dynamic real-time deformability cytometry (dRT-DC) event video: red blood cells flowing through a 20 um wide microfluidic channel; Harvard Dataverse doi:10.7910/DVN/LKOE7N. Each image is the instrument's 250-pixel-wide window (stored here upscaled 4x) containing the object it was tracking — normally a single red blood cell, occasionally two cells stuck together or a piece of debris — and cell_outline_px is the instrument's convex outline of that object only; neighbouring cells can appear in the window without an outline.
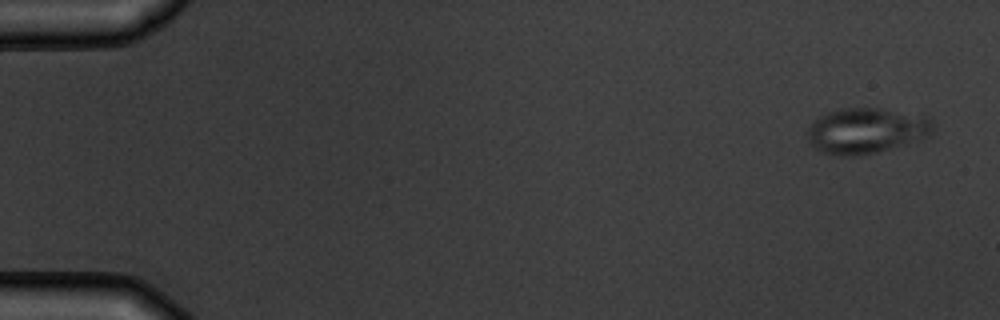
{"species": "common noctule bat (a hibernating species)", "species_latin": "Nyctalus noctula", "temperature_condition": "warm", "stored_images_in_passage": 4, "camera_frame_rate_fps": 3000, "um_per_image_px": 0.085, "animal": {"sex": "male", "body_mass_g": 19.5, "forearm_length_mm": 54.6}, "frame": {"image": 1, "passage_image": 1, "time_ms": 0.0, "image_size_px": [1000, 320], "cell_outline_px": [[932, 136], [920, 140], [876, 152], [852, 156], [832, 156], [820, 152], [808, 140], [808, 128], [824, 112], [840, 108], [880, 108], [928, 116], [932, 120]], "centroid_in_image_um": [73.64, 11.1], "position_along_channel_um": 11.4, "area_um2": 33.58}}